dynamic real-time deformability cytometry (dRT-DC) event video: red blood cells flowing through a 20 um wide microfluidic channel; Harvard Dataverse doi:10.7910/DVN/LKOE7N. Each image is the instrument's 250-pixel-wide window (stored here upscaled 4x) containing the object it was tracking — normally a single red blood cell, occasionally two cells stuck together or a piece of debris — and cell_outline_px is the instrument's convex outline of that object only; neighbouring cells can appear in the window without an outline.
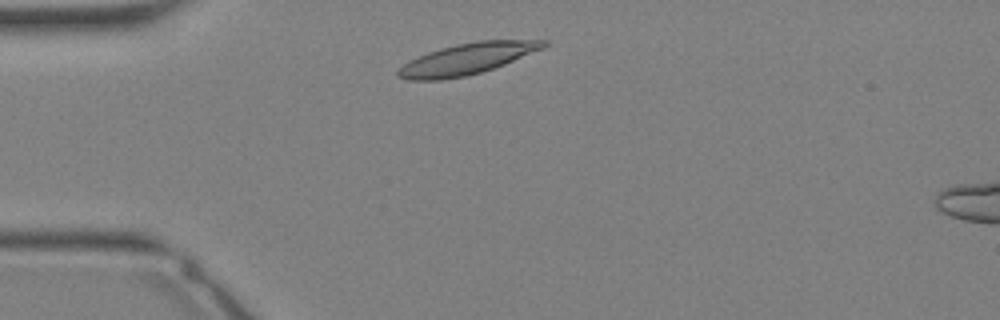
{"species": "Egyptian fruit bat (a non-hibernating species)", "species_latin": "Rousettus aegyptiacus", "temperature_condition": "warm", "stored_images_in_passage": 8, "camera_frame_rate_fps": 3000, "um_per_image_px": 0.085, "animal": {"sex": "female"}, "frame": {"image": 1, "passage_image": 2, "time_ms": 0.333, "image_size_px": [1000, 320], "cell_outline_px": [[548, 44], [544, 48], [504, 64], [480, 72], [464, 76], [440, 80], [408, 80], [396, 76], [396, 72], [404, 64], [428, 52], [440, 48], [456, 44], [476, 40], [548, 40]], "centroid_in_image_um": [39.71, 4.99], "position_along_channel_um": 45.3, "area_um2": 26.13}}
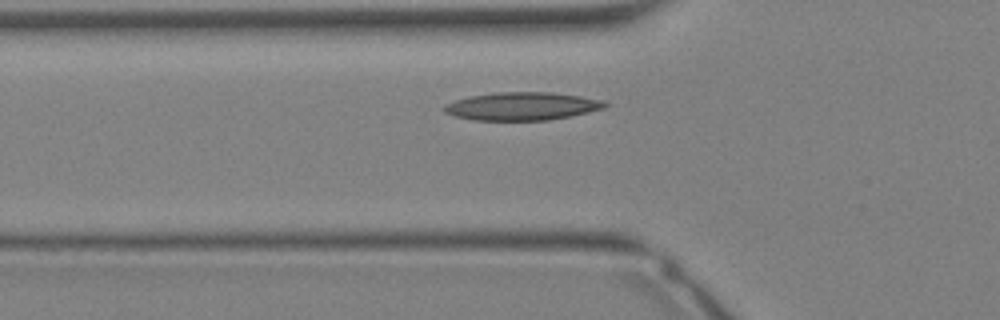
{"frame": {"image": 2, "passage_image": 5, "time_ms": 1.333, "image_size_px": [1000, 320], "cell_outline_px": [[608, 104], [604, 108], [572, 116], [548, 120], [472, 120], [456, 116], [444, 112], [444, 104], [456, 100], [472, 96], [496, 92], [552, 92], [580, 96], [604, 100]], "centroid_in_image_um": [44.4, 9.03], "position_along_channel_um": 81.4, "area_um2": 26.18}}
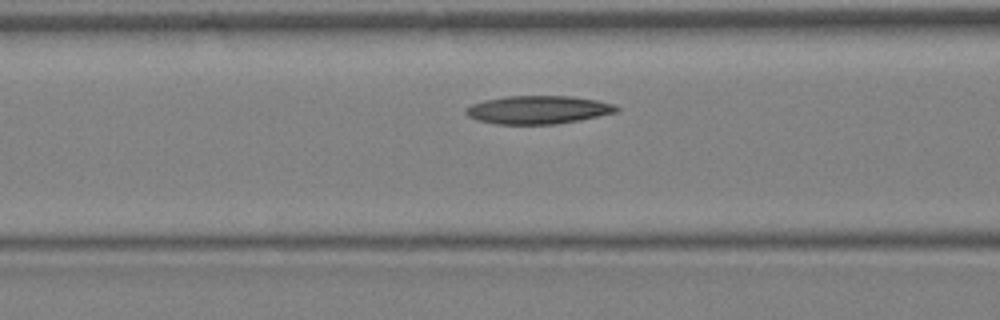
{"frame": {"image": 3, "passage_image": 7, "time_ms": 2.0, "image_size_px": [1000, 320], "cell_outline_px": [[620, 108], [616, 112], [556, 124], [496, 124], [476, 120], [468, 116], [464, 112], [464, 108], [472, 104], [484, 100], [508, 96], [572, 96], [596, 100], [616, 104]], "centroid_in_image_um": [45.7, 9.33], "position_along_channel_um": 120.9, "area_um2": 24.68}}